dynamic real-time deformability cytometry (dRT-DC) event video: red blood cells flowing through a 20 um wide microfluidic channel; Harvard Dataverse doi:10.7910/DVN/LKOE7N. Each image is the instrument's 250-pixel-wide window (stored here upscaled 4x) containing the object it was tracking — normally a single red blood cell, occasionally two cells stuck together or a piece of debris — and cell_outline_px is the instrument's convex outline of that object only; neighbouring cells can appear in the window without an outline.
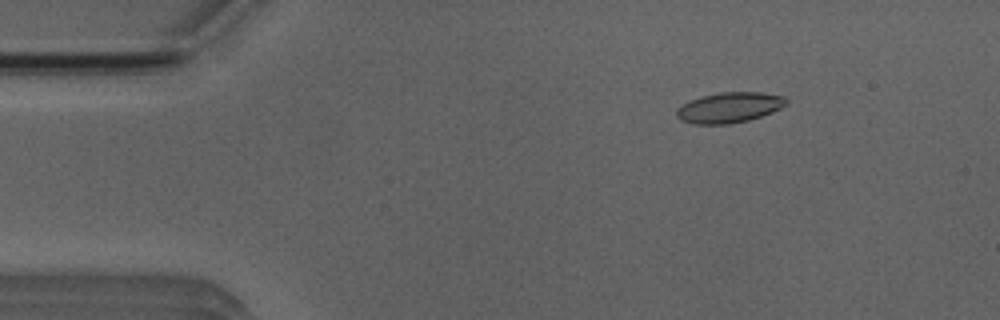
{"species": "Egyptian fruit bat (a non-hibernating species)", "species_latin": "Rousettus aegyptiacus", "temperature_condition": "room temperature", "stored_images_in_passage": 3, "camera_frame_rate_fps": 3000, "um_per_image_px": 0.085, "animal": {"sex": "male"}, "frame": {"image": 1, "passage_image": 1, "time_ms": 0.0, "image_size_px": [1000, 320], "cell_outline_px": [[788, 104], [772, 112], [748, 120], [728, 124], [692, 124], [680, 120], [676, 116], [676, 108], [688, 100], [720, 92], [760, 92], [784, 96], [788, 100]], "centroid_in_image_um": [61.97, 9.14], "position_along_channel_um": 23.0, "area_um2": 19.54}}